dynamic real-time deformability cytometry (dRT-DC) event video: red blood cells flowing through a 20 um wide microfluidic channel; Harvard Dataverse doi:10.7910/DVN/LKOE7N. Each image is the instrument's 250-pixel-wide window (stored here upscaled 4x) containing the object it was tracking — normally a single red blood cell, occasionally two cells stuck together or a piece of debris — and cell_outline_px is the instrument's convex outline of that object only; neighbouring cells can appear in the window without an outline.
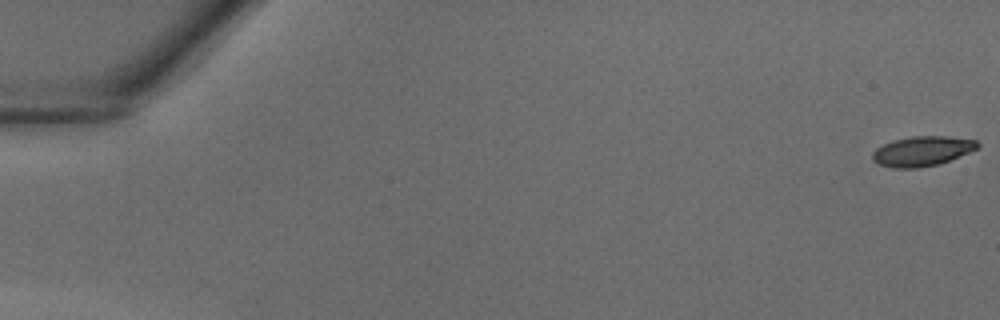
{"species": "common noctule bat (a hibernating species)", "species_latin": "Nyctalus noctula", "temperature_condition": "warm", "stored_images_in_passage": 41, "camera_frame_rate_fps": 3000, "um_per_image_px": 0.085, "animal": {"sex": "male", "body_mass_g": 18.8}, "frame": {"image": 1, "passage_image": 1, "time_ms": 0.0, "image_size_px": [1000, 320], "cell_outline_px": [[980, 144], [976, 148], [968, 152], [940, 164], [920, 168], [892, 168], [880, 164], [872, 160], [872, 152], [876, 148], [892, 140], [912, 136], [948, 136], [976, 140]], "centroid_in_image_um": [78.35, 12.85], "position_along_channel_um": 6.6, "area_um2": 18.26}}
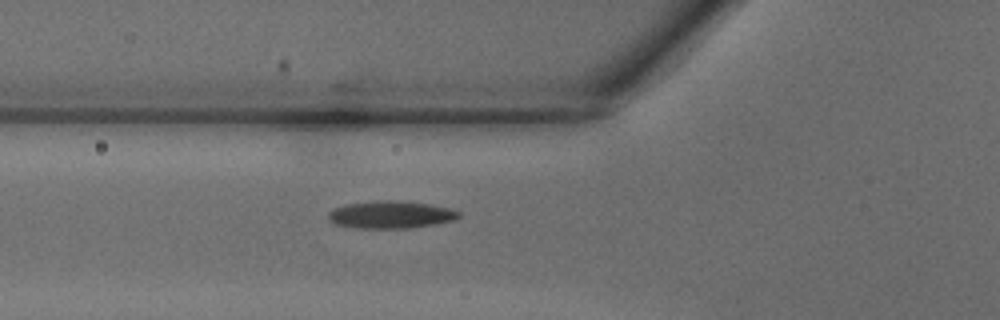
{"frame": {"image": 2, "passage_image": 16, "time_ms": 5.0, "image_size_px": [1000, 320], "cell_outline_px": [[460, 216], [456, 220], [436, 224], [408, 228], [356, 228], [336, 224], [328, 220], [328, 212], [332, 208], [344, 204], [376, 200], [392, 200], [432, 204], [448, 208], [460, 212]], "centroid_in_image_um": [33.19, 18.24], "position_along_channel_um": 92.6, "area_um2": 21.1}}
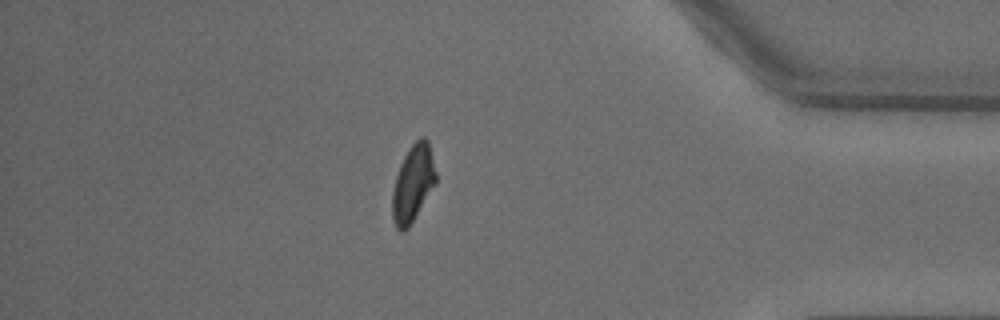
{"frame": {"image": 3, "passage_image": 36, "time_ms": 11.667, "image_size_px": [1000, 320], "cell_outline_px": [[436, 184], [408, 228], [404, 232], [400, 232], [396, 228], [392, 216], [392, 192], [396, 176], [400, 164], [408, 148], [420, 136], [424, 136], [428, 140], [436, 172]], "centroid_in_image_um": [35.1, 15.59], "position_along_channel_um": 400.1, "area_um2": 19.59}}